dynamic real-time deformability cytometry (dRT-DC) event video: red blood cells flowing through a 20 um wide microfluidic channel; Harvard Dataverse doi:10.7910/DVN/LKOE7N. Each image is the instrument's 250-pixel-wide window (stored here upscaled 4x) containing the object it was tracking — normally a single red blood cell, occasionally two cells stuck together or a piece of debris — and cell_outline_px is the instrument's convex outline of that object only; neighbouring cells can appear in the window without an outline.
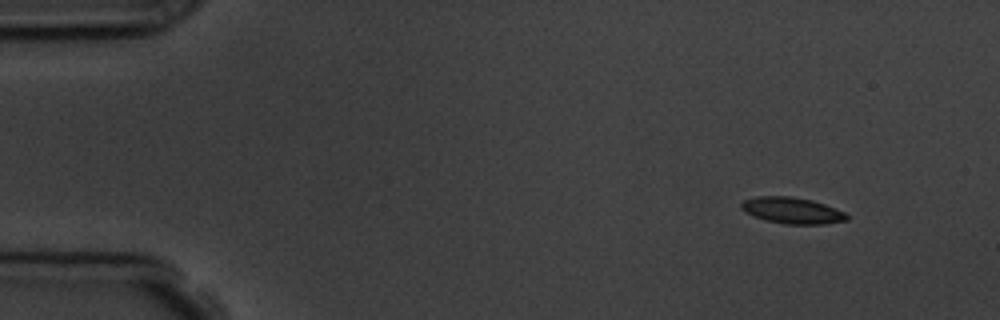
{"species": "common noctule bat (a hibernating species)", "species_latin": "Nyctalus noctula", "temperature_condition": "room temperature", "stored_images_in_passage": 4, "camera_frame_rate_fps": 3000, "um_per_image_px": 0.085, "animal": {"sex": "male", "body_mass_g": 19.5, "forearm_length_mm": 54.6}, "frame": {"image": 1, "passage_image": 1, "time_ms": 0.0, "image_size_px": [1000, 320], "cell_outline_px": [[848, 220], [820, 224], [784, 224], [764, 220], [752, 216], [744, 212], [740, 208], [740, 204], [744, 200], [756, 196], [788, 196], [812, 200], [824, 204], [844, 212], [848, 216]], "centroid_in_image_um": [67.27, 17.89], "position_along_channel_um": 17.7, "area_um2": 16.18}}
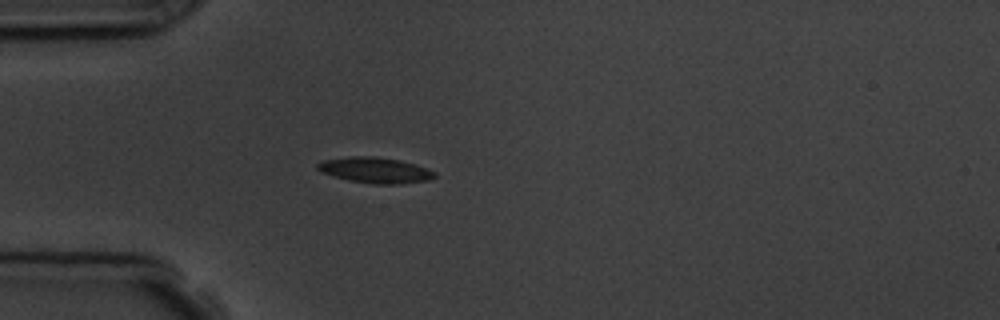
{"frame": {"image": 2, "passage_image": 4, "time_ms": 3.333, "image_size_px": [1000, 320], "cell_outline_px": [[436, 176], [428, 180], [400, 184], [376, 184], [348, 180], [320, 172], [316, 168], [316, 164], [324, 160], [348, 156], [372, 156], [400, 160], [416, 164], [436, 172]], "centroid_in_image_um": [31.88, 14.46], "position_along_channel_um": 53.1, "area_um2": 17.57}}